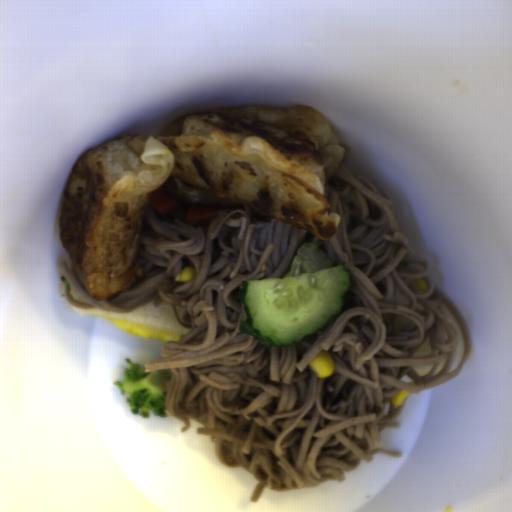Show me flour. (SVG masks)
<instances>
[{"instance_id":"obj_1","label":"flour","mask_w":512,"mask_h":512,"mask_svg":"<svg viewBox=\"0 0 512 512\" xmlns=\"http://www.w3.org/2000/svg\"><path fill=\"white\" fill-rule=\"evenodd\" d=\"M346 148L315 108L239 106L183 114L161 135L131 133L82 152L67 185L61 243L92 299L145 277L137 255L153 192L187 206H248L332 239L327 188Z\"/></svg>"}]
</instances>
